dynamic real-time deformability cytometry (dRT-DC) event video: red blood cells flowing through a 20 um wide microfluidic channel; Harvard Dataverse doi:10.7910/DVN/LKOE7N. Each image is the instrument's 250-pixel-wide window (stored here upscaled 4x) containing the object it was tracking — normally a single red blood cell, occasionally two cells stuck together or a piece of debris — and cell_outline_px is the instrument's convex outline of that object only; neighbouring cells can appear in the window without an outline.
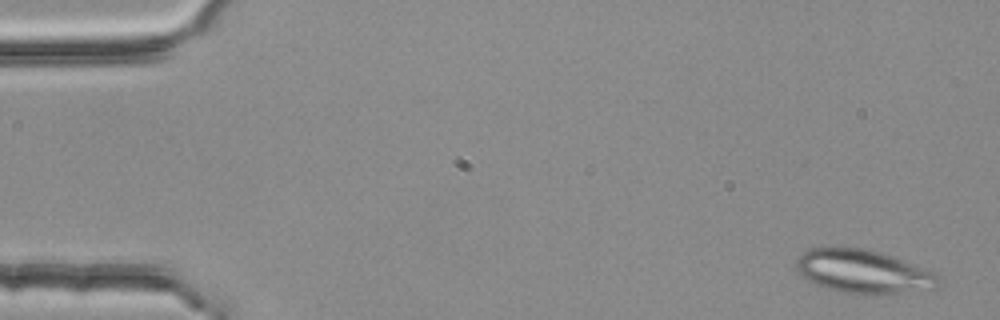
{"species": "common noctule bat (a hibernating species)", "species_latin": "Nyctalus noctula", "temperature_condition": "room temperature", "stored_images_in_passage": 2, "camera_frame_rate_fps": 3000, "um_per_image_px": 0.085, "animal": {"sex": "female", "body_mass_g": 25.1}, "frame": {"image": 1, "passage_image": 2, "time_ms": 0.333, "image_size_px": [1000, 320], "cell_outline_px": [[940, 288], [876, 296], [864, 296], [836, 292], [824, 288], [808, 280], [796, 268], [796, 260], [804, 252], [812, 248], [836, 244], [840, 244], [868, 248], [892, 256], [936, 272], [940, 276]], "centroid_in_image_um": [73.4, 23.08], "position_along_channel_um": 11.6, "area_um2": 37.63}}